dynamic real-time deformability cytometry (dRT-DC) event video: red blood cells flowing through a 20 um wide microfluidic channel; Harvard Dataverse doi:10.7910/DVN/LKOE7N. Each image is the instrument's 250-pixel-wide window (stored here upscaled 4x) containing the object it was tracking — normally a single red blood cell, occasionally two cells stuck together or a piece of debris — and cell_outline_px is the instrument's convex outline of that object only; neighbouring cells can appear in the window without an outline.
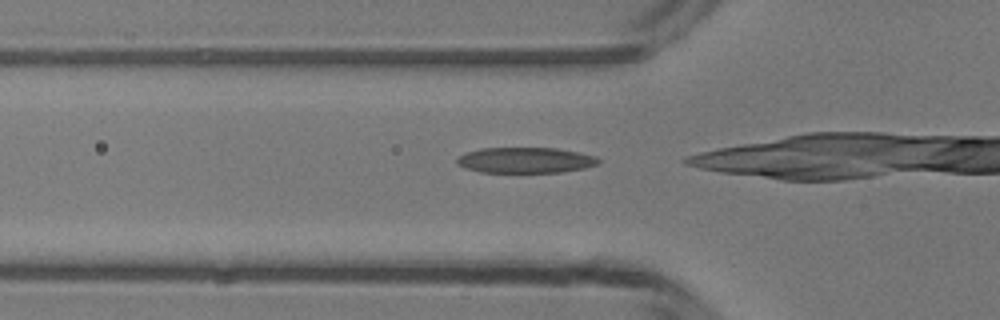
{"species": "common noctule bat (a hibernating species)", "species_latin": "Nyctalus noctula", "temperature_condition": "room temperature", "stored_images_in_passage": 7, "camera_frame_rate_fps": 3000, "um_per_image_px": 0.085, "animal": {"sex": "male", "body_mass_g": 13.3}, "frame": {"image": 1, "passage_image": 2, "time_ms": 0.333, "image_size_px": [1000, 320], "cell_outline_px": [[600, 164], [584, 168], [560, 172], [480, 172], [464, 168], [456, 164], [456, 156], [480, 148], [556, 148], [596, 156], [600, 160]], "centroid_in_image_um": [44.63, 13.62], "position_along_channel_um": 81.2, "area_um2": 21.21}}
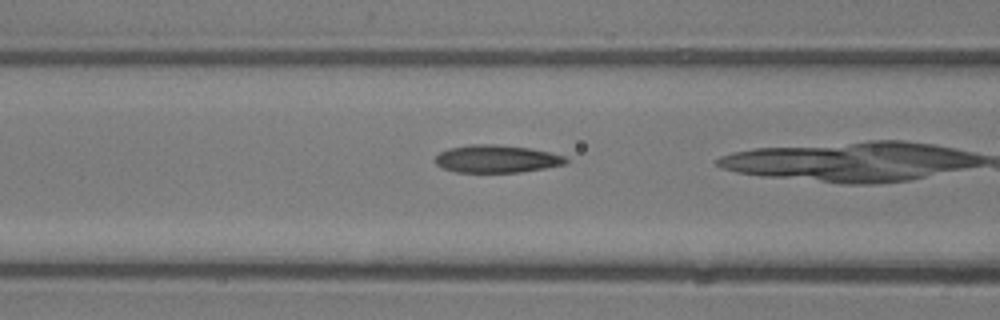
{"frame": {"image": 2, "passage_image": 5, "time_ms": 1.333, "image_size_px": [1000, 320], "cell_outline_px": [[568, 160], [564, 164], [544, 168], [520, 172], [456, 172], [444, 168], [436, 164], [432, 160], [440, 152], [448, 148], [468, 144], [496, 144], [528, 148], [548, 152], [564, 156]], "centroid_in_image_um": [42.15, 13.5], "position_along_channel_um": 124.5, "area_um2": 20.98}}